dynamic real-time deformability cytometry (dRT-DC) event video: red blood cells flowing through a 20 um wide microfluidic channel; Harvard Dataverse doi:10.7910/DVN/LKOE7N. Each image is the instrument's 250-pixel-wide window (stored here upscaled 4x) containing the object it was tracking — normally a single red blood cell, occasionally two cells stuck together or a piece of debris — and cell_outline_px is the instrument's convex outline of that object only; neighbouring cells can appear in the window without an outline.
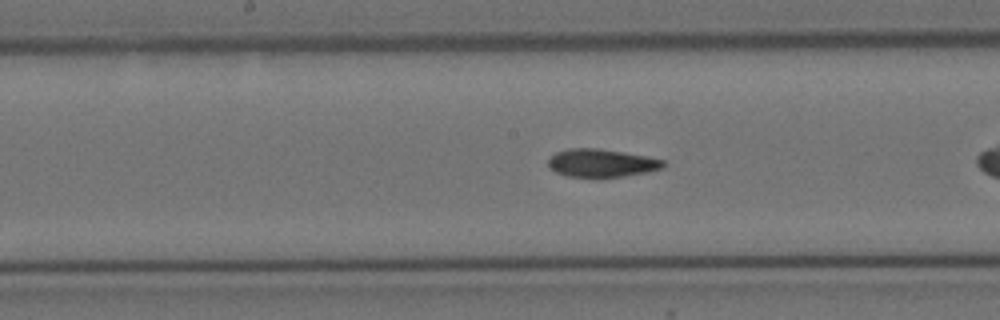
{"species": "Egyptian fruit bat (a non-hibernating species)", "species_latin": "Rousettus aegyptiacus", "temperature_condition": "cold", "stored_images_in_passage": 42, "camera_frame_rate_fps": 3000, "um_per_image_px": 0.085, "animal": {"sex": "female"}, "frame": {"image": 1, "passage_image": 13, "time_ms": 4.0, "image_size_px": [1000, 320], "cell_outline_px": [[668, 164], [664, 168], [648, 172], [624, 176], [596, 180], [564, 176], [556, 172], [548, 164], [548, 160], [556, 152], [568, 148], [596, 148], [644, 156], [664, 160]], "centroid_in_image_um": [51.13, 13.91], "position_along_channel_um": 197.1, "area_um2": 19.36}}
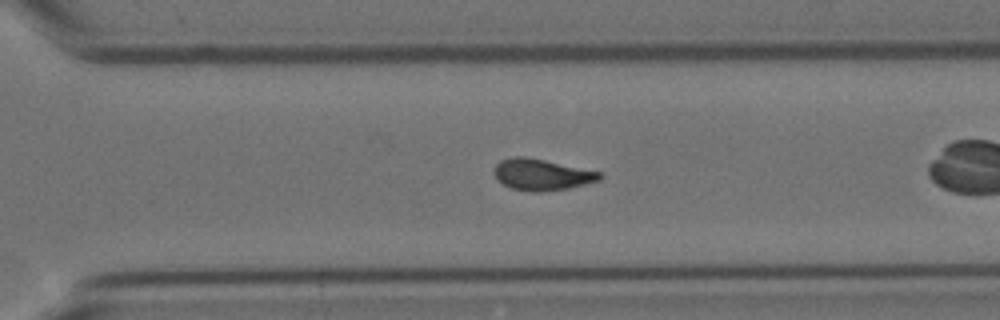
{"frame": {"image": 2, "passage_image": 24, "time_ms": 7.667, "image_size_px": [1000, 320], "cell_outline_px": [[604, 176], [600, 180], [568, 188], [536, 192], [532, 192], [512, 188], [504, 184], [496, 176], [496, 164], [500, 160], [512, 156], [524, 156], [544, 160], [600, 172]], "centroid_in_image_um": [46.07, 14.83], "position_along_channel_um": 324.5, "area_um2": 18.84}, "authors_computed_cell_mechanics": {"area_um2": 18.8717, "velocity_mm_per_s": 3.4952, "shape_relaxation_time_tau1_ms": 9.2251, "shape_relaxation_time_tau2_ms": 3.3524, "deformation_change_tau1": 0.2131, "deformation_change_tau2": 0.0889}}